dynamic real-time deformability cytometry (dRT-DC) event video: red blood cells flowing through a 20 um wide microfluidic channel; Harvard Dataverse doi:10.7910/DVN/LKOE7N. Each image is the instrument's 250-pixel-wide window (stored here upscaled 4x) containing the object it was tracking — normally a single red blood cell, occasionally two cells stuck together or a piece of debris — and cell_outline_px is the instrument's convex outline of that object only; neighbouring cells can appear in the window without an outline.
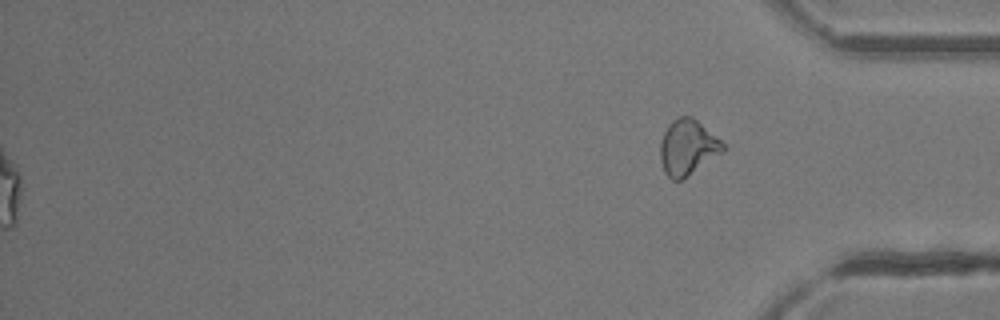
{"species": "common noctule bat (a hibernating species)", "species_latin": "Nyctalus noctula", "temperature_condition": "room temperature", "stored_images_in_passage": 36, "segment_of_instrument_passage": [2, 2], "camera_frame_rate_fps": 3000, "um_per_image_px": 0.085, "animal": {"sex": "female"}, "frame": {"image": 1, "passage_image": 36, "time_ms": 11.667, "image_size_px": [1000, 320], "cell_outline_px": [[724, 152], [680, 180], [672, 180], [664, 172], [660, 160], [660, 140], [668, 124], [672, 120], [680, 116], [692, 116], [720, 140], [724, 144]], "centroid_in_image_um": [58.42, 12.52], "position_along_channel_um": 376.8, "area_um2": 20.11}}